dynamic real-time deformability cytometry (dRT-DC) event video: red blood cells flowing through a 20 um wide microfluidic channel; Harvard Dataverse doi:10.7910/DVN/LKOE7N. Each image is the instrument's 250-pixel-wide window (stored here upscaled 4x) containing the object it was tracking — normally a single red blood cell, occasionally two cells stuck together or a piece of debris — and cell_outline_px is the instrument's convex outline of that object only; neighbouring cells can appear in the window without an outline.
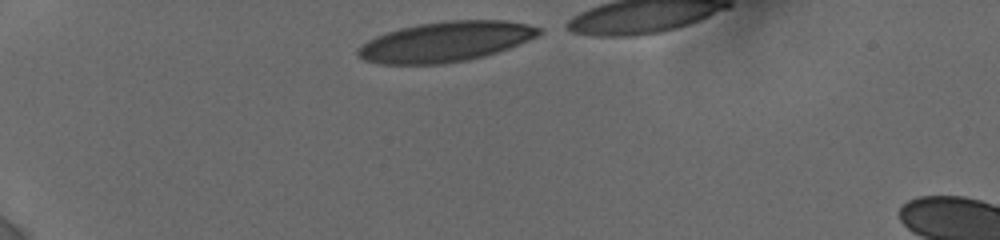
{"species": "human", "species_latin": "Homo sapiens", "temperature_condition": "cold", "stored_images_in_passage": 7, "camera_frame_rate_fps": 3000, "um_per_image_px": 0.085, "donor": {"sex": "female"}, "frame": {"image": 1, "passage_image": 1, "time_ms": 0.0, "image_size_px": [1000, 240], "cell_outline_px": [[544, 32], [540, 36], [508, 48], [484, 56], [468, 60], [444, 64], [376, 64], [364, 60], [356, 56], [356, 48], [368, 40], [376, 36], [400, 28], [420, 24], [444, 20], [504, 20], [528, 24], [540, 28]], "centroid_in_image_um": [37.86, 3.55], "position_along_channel_um": 47.1, "area_um2": 42.6}}
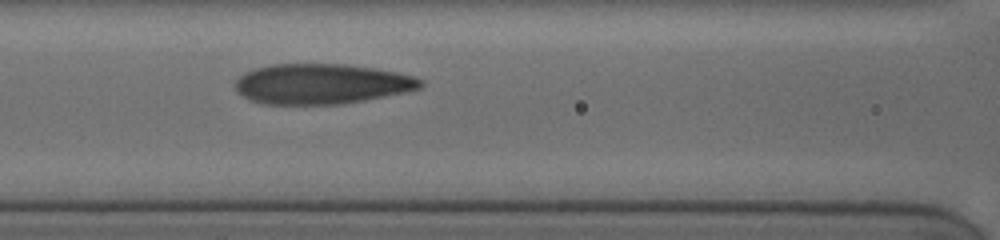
{"frame": {"image": 2, "passage_image": 7, "time_ms": 3.667, "image_size_px": [1000, 240], "cell_outline_px": [[424, 84], [420, 88], [404, 92], [364, 100], [340, 104], [264, 104], [248, 100], [236, 92], [232, 84], [244, 72], [256, 68], [272, 64], [344, 64], [372, 68], [396, 72], [416, 76], [424, 80]], "centroid_in_image_um": [27.28, 7.13], "position_along_channel_um": 139.3, "area_um2": 43.64}}